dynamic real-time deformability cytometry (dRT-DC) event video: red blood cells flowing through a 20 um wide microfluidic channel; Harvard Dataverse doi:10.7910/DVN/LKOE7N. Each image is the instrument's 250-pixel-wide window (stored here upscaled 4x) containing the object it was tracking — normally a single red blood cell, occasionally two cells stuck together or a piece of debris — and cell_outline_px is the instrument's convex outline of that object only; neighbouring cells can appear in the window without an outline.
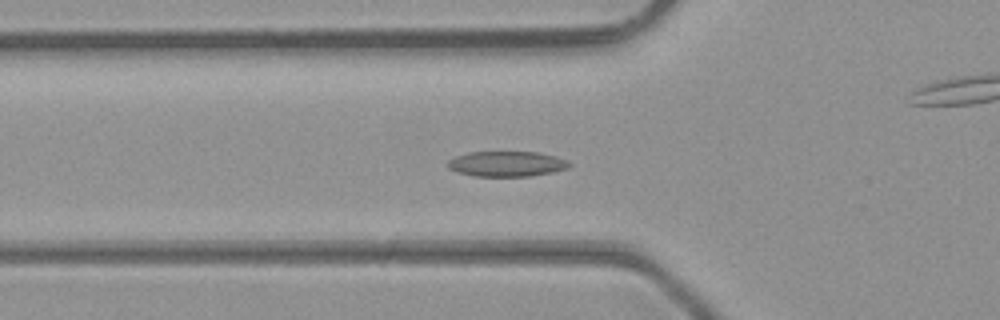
{"species": "common noctule bat (a hibernating species)", "species_latin": "Nyctalus noctula", "temperature_condition": "room temperature", "stored_images_in_passage": 50, "camera_frame_rate_fps": 3000, "um_per_image_px": 0.085, "animal": {"sex": "male", "body_mass_g": 23.1, "forearm_length_mm": 52.7}, "frame": {"image": 1, "passage_image": 18, "time_ms": 5.667, "image_size_px": [1000, 320], "cell_outline_px": [[572, 164], [568, 168], [552, 172], [528, 176], [476, 176], [456, 172], [448, 168], [448, 160], [456, 156], [468, 152], [540, 152], [556, 156], [568, 160]], "centroid_in_image_um": [43.09, 13.92], "position_along_channel_um": 82.7, "area_um2": 17.98}}
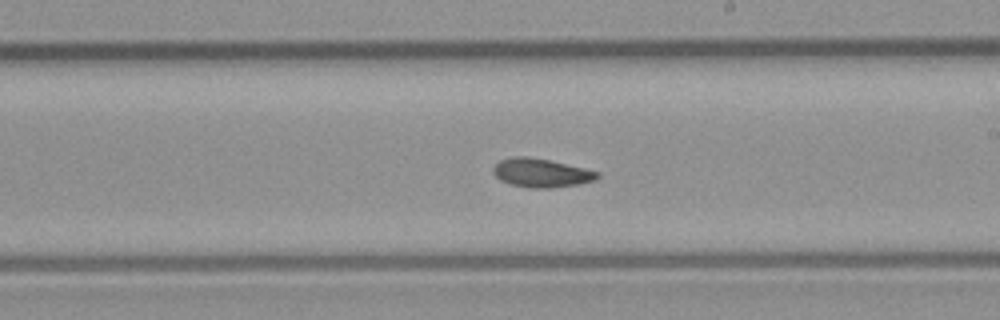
{"frame": {"image": 2, "passage_image": 29, "time_ms": 9.333, "image_size_px": [1000, 320], "cell_outline_px": [[600, 176], [596, 180], [580, 184], [552, 188], [532, 188], [512, 184], [500, 180], [492, 172], [492, 168], [500, 160], [512, 156], [528, 156], [548, 160], [584, 168], [600, 172]], "centroid_in_image_um": [46.01, 14.69], "position_along_channel_um": 243.0, "area_um2": 17.46}}
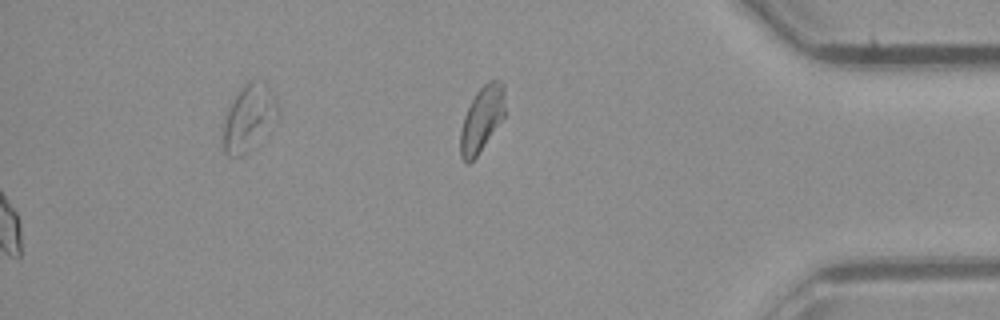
{"frame": {"image": 3, "passage_image": 50, "time_ms": 16.333, "image_size_px": [1000, 320], "cell_outline_px": [[280, 112], [244, 152], [240, 156], [228, 156], [224, 152], [224, 120], [232, 100], [240, 88], [248, 80], [264, 80], [268, 84], [280, 108]], "centroid_in_image_um": [21.14, 9.88], "position_along_channel_um": 414.1, "area_um2": 20.17}, "authors_computed_cell_mechanics": {"area_um2": 17.4845, "velocity_mm_per_s": 4.3403, "shape_relaxation_time_tau1_ms": 4.7371, "shape_relaxation_time_tau2_ms": 3.2402, "deformation_change_tau1": 0.1212, "deformation_change_tau2": 0.0797}}